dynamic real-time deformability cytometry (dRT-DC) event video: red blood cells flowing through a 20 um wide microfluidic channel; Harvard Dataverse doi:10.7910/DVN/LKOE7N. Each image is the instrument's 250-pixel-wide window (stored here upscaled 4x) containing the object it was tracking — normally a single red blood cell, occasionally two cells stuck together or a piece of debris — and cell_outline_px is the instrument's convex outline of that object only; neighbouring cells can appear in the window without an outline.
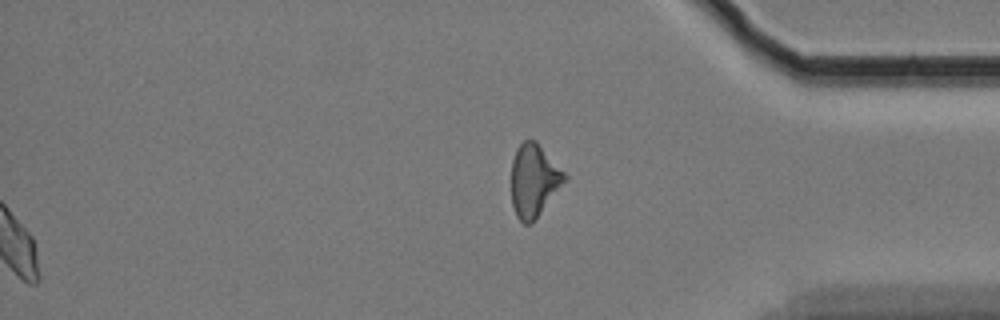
{"species": "Egyptian fruit bat (a non-hibernating species)", "species_latin": "Rousettus aegyptiacus", "temperature_condition": "cold", "stored_images_in_passage": 54, "segment_of_instrument_passage": [2, 2], "camera_frame_rate_fps": 3000, "um_per_image_px": 0.085, "animal": {"sex": "female"}, "frame": {"image": 1, "passage_image": 54, "time_ms": 17.667, "image_size_px": [1000, 320], "cell_outline_px": [[568, 180], [532, 224], [524, 224], [516, 216], [512, 204], [512, 160], [516, 148], [524, 140], [536, 140], [568, 176]], "centroid_in_image_um": [45.41, 15.35], "position_along_channel_um": 389.8, "area_um2": 22.83}}